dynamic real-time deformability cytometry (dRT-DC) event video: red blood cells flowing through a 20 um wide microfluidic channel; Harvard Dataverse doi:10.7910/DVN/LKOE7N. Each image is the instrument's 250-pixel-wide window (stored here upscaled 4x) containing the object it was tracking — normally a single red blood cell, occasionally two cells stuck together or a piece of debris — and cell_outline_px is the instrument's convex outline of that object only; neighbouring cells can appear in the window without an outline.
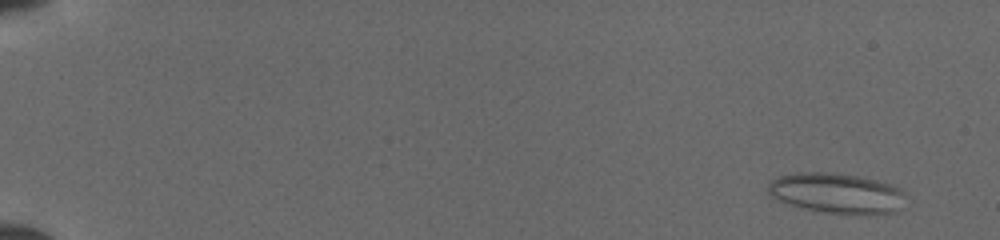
{"species": "common noctule bat (a hibernating species)", "species_latin": "Nyctalus noctula", "temperature_condition": "cold", "stored_images_in_passage": 52, "camera_frame_rate_fps": 3000, "um_per_image_px": 0.085, "animal": {"sex": "female", "body_mass_g": 19.5, "forearm_length_mm": 54.1}, "frame": {"image": 1, "passage_image": 4, "time_ms": 1.0, "image_size_px": [1000, 240], "cell_outline_px": [[900, 192], [892, 212], [824, 212], [804, 208], [780, 200], [772, 196], [768, 192], [768, 184], [772, 180], [780, 176], [796, 172], [828, 172], [856, 176], [876, 180], [900, 188]], "centroid_in_image_um": [70.93, 16.36], "position_along_channel_um": 14.1, "area_um2": 30.35}}
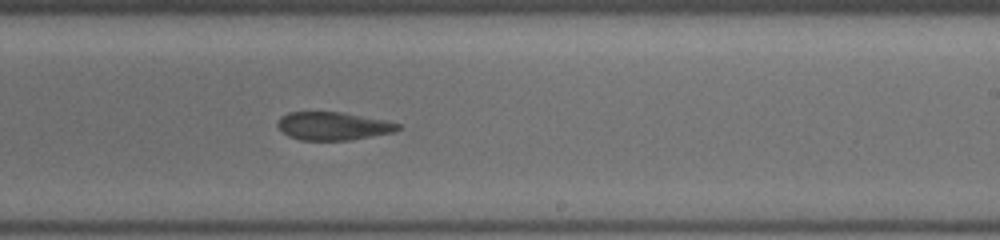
{"frame": {"image": 2, "passage_image": 34, "time_ms": 11.0, "image_size_px": [1000, 240], "cell_outline_px": [[404, 128], [392, 132], [352, 140], [300, 140], [288, 136], [276, 124], [280, 116], [288, 112], [340, 112], [388, 120], [400, 124]], "centroid_in_image_um": [28.34, 10.71], "position_along_channel_um": 260.7, "area_um2": 19.83}}
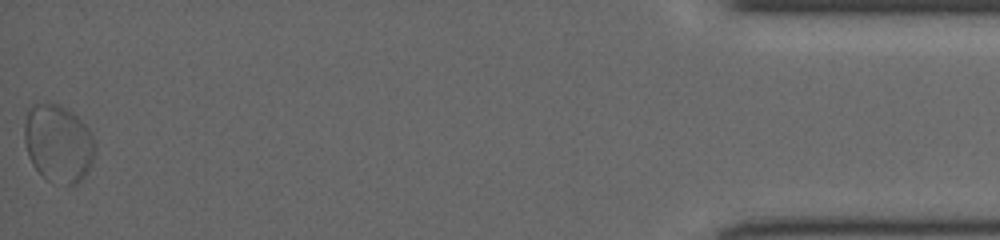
{"frame": {"image": 3, "passage_image": 52, "time_ms": 17.0, "image_size_px": [1000, 240], "cell_outline_px": [[96, 148], [92, 164], [88, 172], [76, 184], [52, 184], [32, 164], [28, 156], [24, 140], [24, 124], [28, 112], [32, 104], [60, 104], [68, 108], [88, 128], [96, 144]], "centroid_in_image_um": [4.96, 12.2], "position_along_channel_um": 430.2, "area_um2": 32.14}}